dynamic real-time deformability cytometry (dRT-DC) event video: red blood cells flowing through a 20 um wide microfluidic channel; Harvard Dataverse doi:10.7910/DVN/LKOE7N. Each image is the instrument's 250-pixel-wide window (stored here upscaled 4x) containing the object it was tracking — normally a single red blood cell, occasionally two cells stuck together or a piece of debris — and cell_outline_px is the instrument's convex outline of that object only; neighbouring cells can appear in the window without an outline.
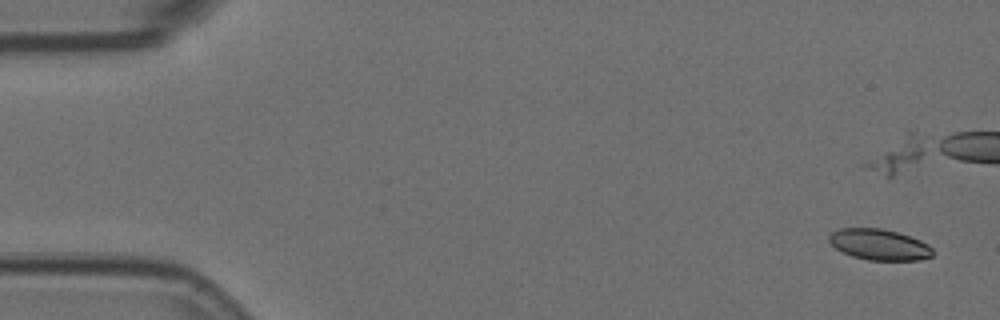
{"species": "Egyptian fruit bat (a non-hibernating species)", "species_latin": "Rousettus aegyptiacus", "temperature_condition": "room temperature", "stored_images_in_passage": 5, "camera_frame_rate_fps": 3000, "um_per_image_px": 0.085, "animal": {"sex": "female"}, "frame": {"image": 1, "passage_image": 1, "time_ms": 0.0, "image_size_px": [1000, 320], "cell_outline_px": [[932, 256], [920, 260], [868, 260], [852, 256], [836, 248], [828, 240], [828, 236], [832, 232], [840, 228], [880, 228], [896, 232], [920, 240], [928, 244], [932, 248]], "centroid_in_image_um": [74.73, 20.79], "position_along_channel_um": 10.3, "area_um2": 18.55}}